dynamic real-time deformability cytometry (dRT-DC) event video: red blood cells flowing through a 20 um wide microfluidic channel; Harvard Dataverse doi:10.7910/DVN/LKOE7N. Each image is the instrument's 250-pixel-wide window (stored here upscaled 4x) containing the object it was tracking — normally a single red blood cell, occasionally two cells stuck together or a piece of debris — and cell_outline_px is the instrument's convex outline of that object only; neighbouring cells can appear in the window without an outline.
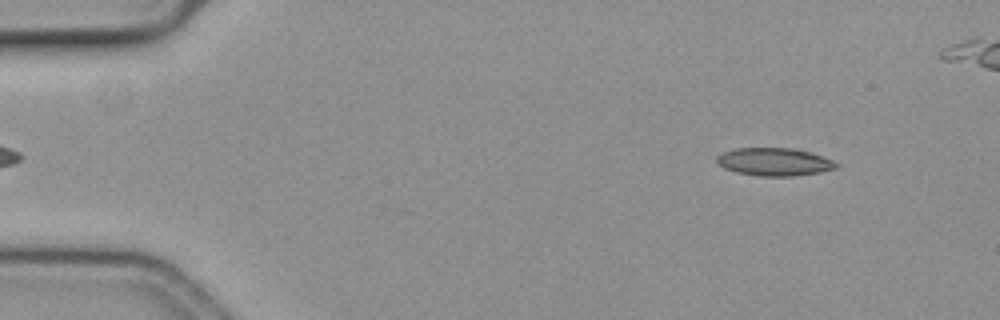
{"species": "common noctule bat (a hibernating species)", "species_latin": "Nyctalus noctula", "temperature_condition": "cold", "stored_images_in_passage": 49, "camera_frame_rate_fps": 3000, "um_per_image_px": 0.085, "animal": {"sex": "female", "body_mass_g": 19.3, "forearm_length_mm": 54.1}, "frame": {"image": 1, "passage_image": 4, "time_ms": 1.0, "image_size_px": [1000, 320], "cell_outline_px": [[840, 164], [836, 168], [820, 172], [792, 176], [760, 176], [736, 172], [724, 168], [716, 160], [716, 156], [724, 152], [736, 148], [792, 148], [808, 152], [832, 160]], "centroid_in_image_um": [65.81, 13.76], "position_along_channel_um": 19.2, "area_um2": 19.19}}
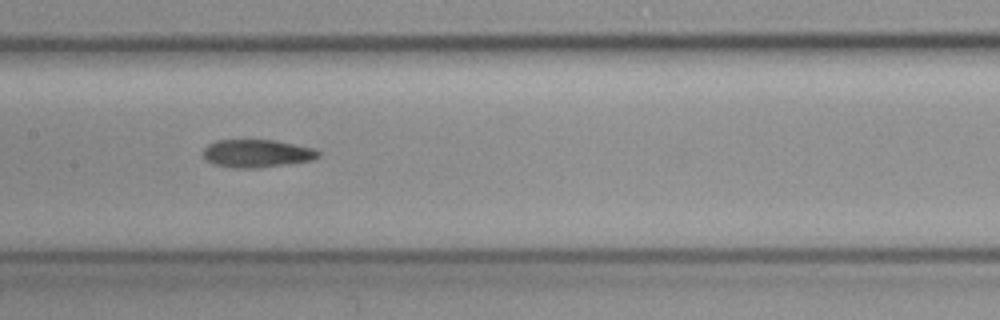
{"frame": {"image": 2, "passage_image": 26, "time_ms": 8.333, "image_size_px": [1000, 320], "cell_outline_px": [[320, 156], [312, 160], [256, 168], [236, 168], [212, 164], [204, 160], [204, 148], [208, 144], [216, 140], [276, 140], [312, 148], [320, 152]], "centroid_in_image_um": [21.8, 13.04], "position_along_channel_um": 185.6, "area_um2": 18.67}}
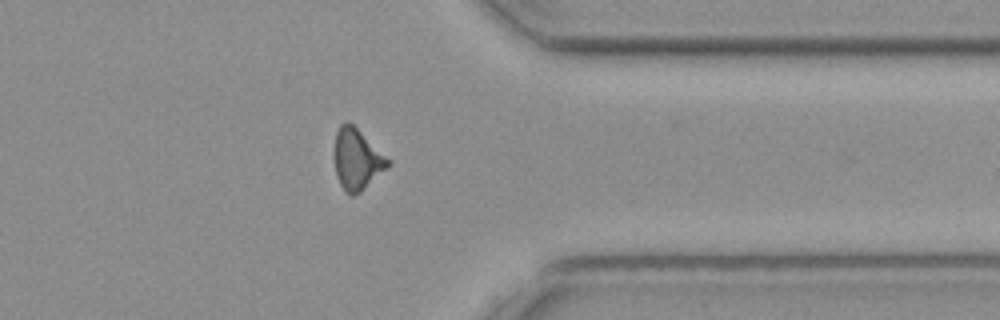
{"frame": {"image": 3, "passage_image": 43, "time_ms": 14.0, "image_size_px": [1000, 320], "cell_outline_px": [[392, 164], [360, 192], [352, 196], [348, 196], [344, 192], [336, 176], [332, 156], [332, 152], [336, 132], [340, 124], [344, 120], [348, 120], [392, 160]], "centroid_in_image_um": [30.31, 13.53], "position_along_channel_um": 381.1, "area_um2": 19.77}}